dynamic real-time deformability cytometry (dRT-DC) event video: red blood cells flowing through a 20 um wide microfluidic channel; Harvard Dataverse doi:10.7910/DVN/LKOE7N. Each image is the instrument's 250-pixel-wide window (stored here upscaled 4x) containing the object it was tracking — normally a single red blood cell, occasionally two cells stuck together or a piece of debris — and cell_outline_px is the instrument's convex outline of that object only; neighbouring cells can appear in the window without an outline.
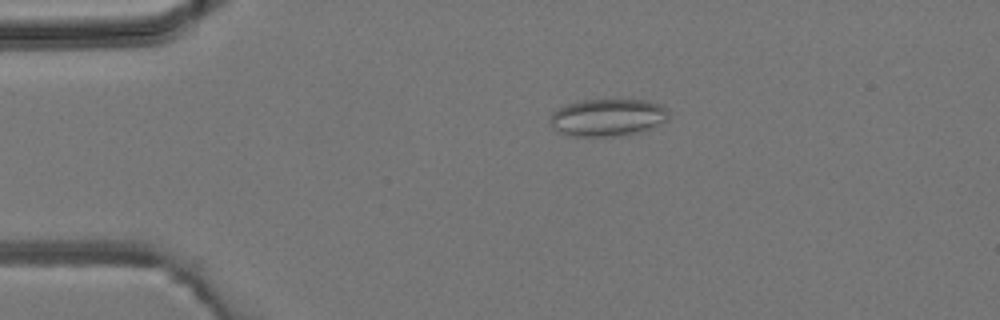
{"species": "common noctule bat (a hibernating species)", "species_latin": "Nyctalus noctula", "temperature_condition": "room temperature", "stored_images_in_passage": 4, "camera_frame_rate_fps": 3000, "um_per_image_px": 0.085, "animal": {"sex": "male", "body_mass_g": 19.2, "forearm_length_mm": 51.8}, "frame": {"image": 1, "passage_image": 3, "time_ms": 2.333, "image_size_px": [1000, 320], "cell_outline_px": [[668, 120], [644, 132], [620, 136], [568, 136], [556, 132], [552, 128], [552, 112], [568, 104], [584, 100], [648, 100], [660, 104], [668, 112]], "centroid_in_image_um": [51.68, 10.01], "position_along_channel_um": 33.3, "area_um2": 25.95}}